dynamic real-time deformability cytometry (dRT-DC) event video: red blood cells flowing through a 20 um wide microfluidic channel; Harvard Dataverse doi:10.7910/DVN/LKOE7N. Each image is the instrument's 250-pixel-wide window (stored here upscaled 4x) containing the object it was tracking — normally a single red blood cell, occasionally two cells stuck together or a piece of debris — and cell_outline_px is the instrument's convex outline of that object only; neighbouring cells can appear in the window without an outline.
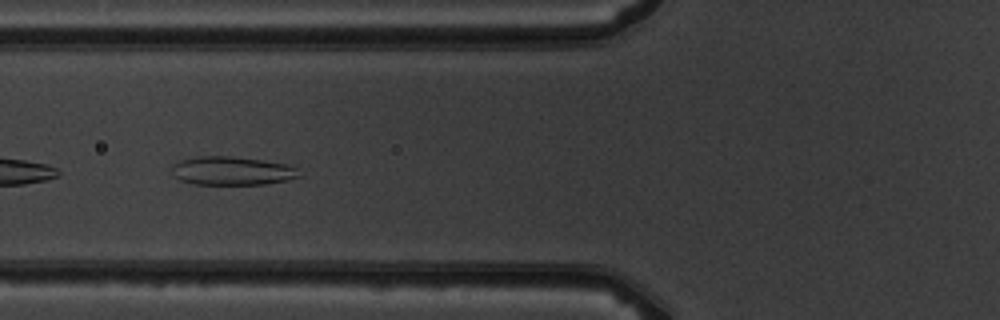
{"species": "common noctule bat (a hibernating species)", "species_latin": "Nyctalus noctula", "temperature_condition": "warm", "stored_images_in_passage": 5, "camera_frame_rate_fps": 3000, "um_per_image_px": 0.085, "animal": {"sex": "male", "body_mass_g": 19.5, "forearm_length_mm": 54.6}, "frame": {"image": 1, "passage_image": 4, "time_ms": 4.0, "image_size_px": [1000, 320], "cell_outline_px": [[304, 176], [288, 180], [264, 184], [192, 184], [180, 180], [172, 176], [172, 164], [180, 160], [196, 156], [232, 156], [264, 160], [284, 164], [296, 168]], "centroid_in_image_um": [19.7, 14.52], "position_along_channel_um": 106.1, "area_um2": 21.44}}